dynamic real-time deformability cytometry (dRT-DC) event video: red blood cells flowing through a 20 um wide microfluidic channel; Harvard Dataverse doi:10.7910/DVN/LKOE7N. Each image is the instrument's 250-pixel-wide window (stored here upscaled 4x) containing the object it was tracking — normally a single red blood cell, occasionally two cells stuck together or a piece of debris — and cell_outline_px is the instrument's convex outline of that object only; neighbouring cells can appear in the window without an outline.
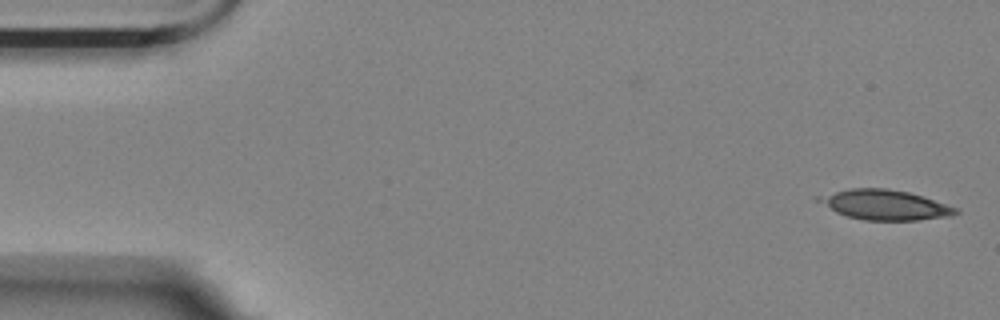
{"species": "Egyptian fruit bat (a non-hibernating species)", "species_latin": "Rousettus aegyptiacus", "temperature_condition": "room temperature", "stored_images_in_passage": 5, "camera_frame_rate_fps": 3000, "um_per_image_px": 0.085, "animal": {"sex": "female"}, "frame": {"image": 1, "passage_image": 1, "time_ms": 0.0, "image_size_px": [1000, 320], "cell_outline_px": [[960, 212], [952, 216], [920, 220], [864, 220], [848, 216], [836, 212], [816, 200], [812, 196], [848, 188], [888, 188], [908, 192], [956, 208]], "centroid_in_image_um": [75.14, 17.4], "position_along_channel_um": 9.9, "area_um2": 23.87}}
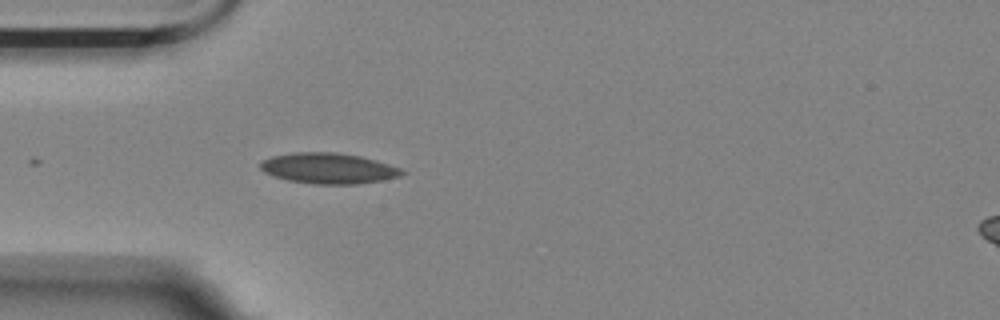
{"frame": {"image": 2, "passage_image": 5, "time_ms": 1.333, "image_size_px": [1000, 320], "cell_outline_px": [[408, 172], [400, 176], [380, 180], [356, 184], [312, 184], [288, 180], [264, 172], [260, 168], [260, 164], [264, 160], [272, 156], [292, 152], [336, 152], [360, 156], [388, 164], [400, 168]], "centroid_in_image_um": [27.92, 14.3], "position_along_channel_um": 57.1, "area_um2": 25.14}}